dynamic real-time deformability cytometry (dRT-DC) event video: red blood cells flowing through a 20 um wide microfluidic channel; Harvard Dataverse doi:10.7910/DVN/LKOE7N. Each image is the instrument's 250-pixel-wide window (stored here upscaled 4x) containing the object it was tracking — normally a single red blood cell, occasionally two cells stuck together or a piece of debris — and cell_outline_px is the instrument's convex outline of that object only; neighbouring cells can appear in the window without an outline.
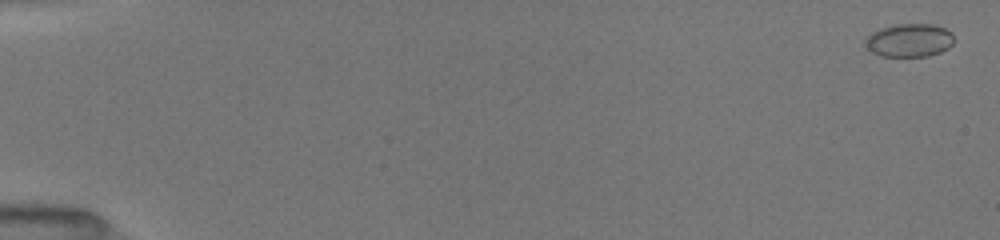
{"species": "common noctule bat (a hibernating species)", "species_latin": "Nyctalus noctula", "temperature_condition": "room temperature", "stored_images_in_passage": 53, "camera_frame_rate_fps": 3000, "um_per_image_px": 0.085, "animal": {"sex": "female", "body_mass_g": 19.5, "forearm_length_mm": 54.1}, "frame": {"image": 1, "passage_image": 2, "time_ms": 0.333, "image_size_px": [1000, 240], "cell_outline_px": [[952, 44], [948, 48], [940, 52], [928, 56], [880, 56], [872, 52], [868, 48], [864, 40], [872, 32], [880, 28], [892, 24], [936, 24], [952, 32]], "centroid_in_image_um": [77.28, 3.41], "position_along_channel_um": 7.7, "area_um2": 17.22}}
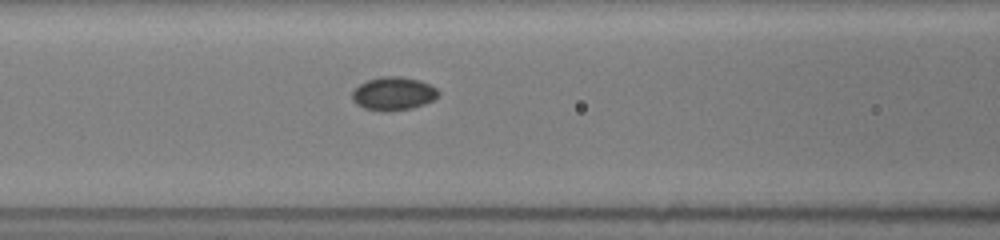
{"frame": {"image": 2, "passage_image": 24, "time_ms": 7.667, "image_size_px": [1000, 240], "cell_outline_px": [[440, 92], [432, 100], [424, 104], [412, 108], [388, 112], [380, 112], [364, 108], [356, 104], [352, 100], [352, 92], [360, 84], [368, 80], [380, 76], [400, 76], [420, 80], [436, 88]], "centroid_in_image_um": [33.41, 7.97], "position_along_channel_um": 133.2, "area_um2": 16.82}}
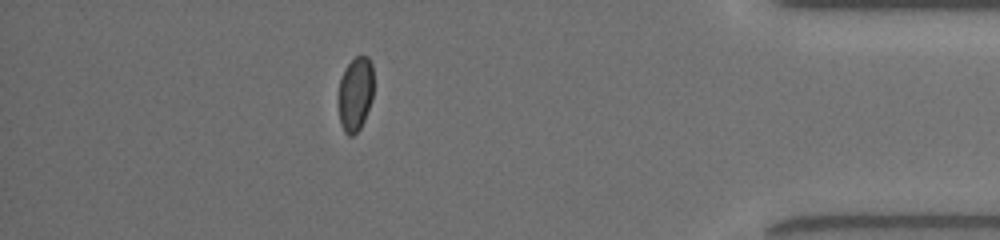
{"frame": {"image": 3, "passage_image": 47, "time_ms": 15.333, "image_size_px": [1000, 240], "cell_outline_px": [[372, 100], [364, 120], [360, 128], [352, 136], [348, 136], [344, 132], [340, 124], [340, 80], [348, 64], [356, 56], [368, 56], [372, 64]], "centroid_in_image_um": [30.23, 8.0], "position_along_channel_um": 405.0, "area_um2": 14.85}, "authors_computed_cell_mechanics": {"area_um2": 16.2996, "velocity_mm_per_s": 4.0285, "shape_relaxation_time_tau1_ms": null, "shape_relaxation_time_tau2_ms": 5.02, "deformation_change_tau1": null, "deformation_change_tau2": 0.0434}}